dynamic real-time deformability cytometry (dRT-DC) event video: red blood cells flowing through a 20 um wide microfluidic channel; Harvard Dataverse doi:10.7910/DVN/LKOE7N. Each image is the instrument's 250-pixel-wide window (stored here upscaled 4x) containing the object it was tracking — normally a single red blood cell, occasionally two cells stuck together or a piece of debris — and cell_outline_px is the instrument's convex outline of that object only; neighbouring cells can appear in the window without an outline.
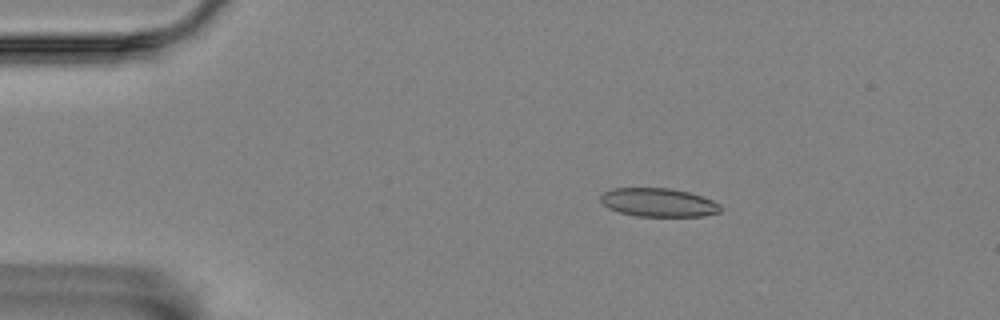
{"species": "Egyptian fruit bat (a non-hibernating species)", "species_latin": "Rousettus aegyptiacus", "temperature_condition": "room temperature", "stored_images_in_passage": 5, "camera_frame_rate_fps": 3000, "um_per_image_px": 0.085, "animal": {"sex": "female"}, "frame": {"image": 1, "passage_image": 2, "time_ms": 0.333, "image_size_px": [1000, 320], "cell_outline_px": [[720, 212], [700, 216], [636, 216], [620, 212], [608, 208], [600, 200], [600, 196], [604, 192], [612, 188], [668, 188], [688, 192], [712, 200], [720, 204]], "centroid_in_image_um": [55.94, 17.21], "position_along_channel_um": 29.1, "area_um2": 19.77}}
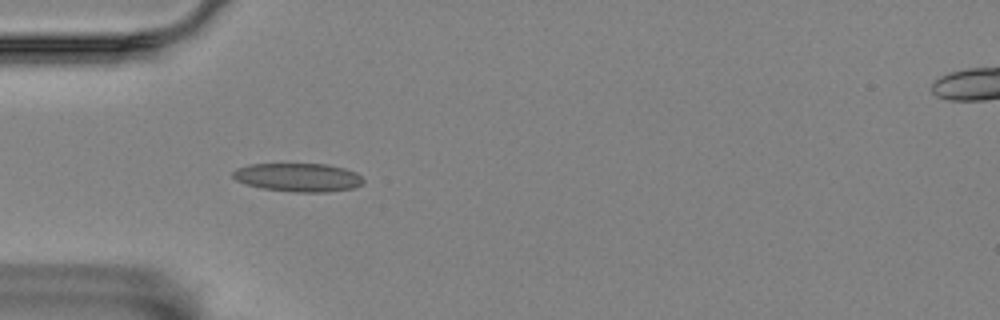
{"frame": {"image": 2, "passage_image": 4, "time_ms": 1.0, "image_size_px": [1000, 320], "cell_outline_px": [[364, 180], [360, 184], [352, 188], [328, 192], [296, 192], [260, 188], [244, 184], [236, 180], [232, 176], [232, 172], [236, 168], [248, 164], [328, 164], [344, 168], [356, 172]], "centroid_in_image_um": [25.3, 15.07], "position_along_channel_um": 59.7, "area_um2": 21.73}}
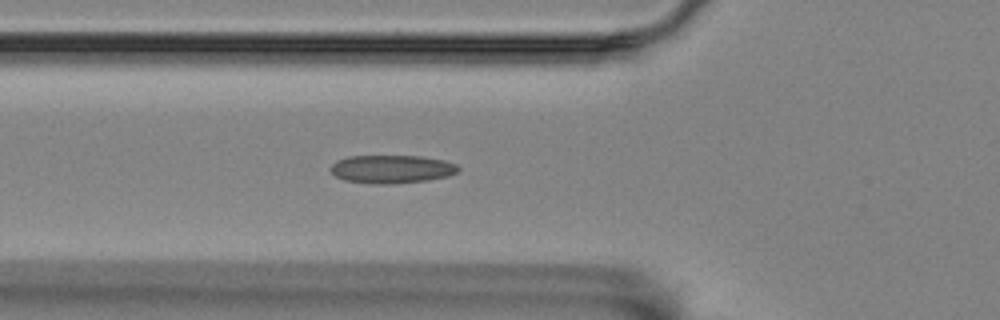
{"frame": {"image": 3, "passage_image": 5, "time_ms": 1.333, "image_size_px": [1000, 320], "cell_outline_px": [[460, 168], [456, 172], [448, 176], [428, 180], [388, 184], [368, 184], [344, 180], [336, 176], [328, 168], [336, 160], [348, 156], [420, 156], [444, 160], [456, 164]], "centroid_in_image_um": [33.26, 14.37], "position_along_channel_um": 92.5, "area_um2": 21.1}}